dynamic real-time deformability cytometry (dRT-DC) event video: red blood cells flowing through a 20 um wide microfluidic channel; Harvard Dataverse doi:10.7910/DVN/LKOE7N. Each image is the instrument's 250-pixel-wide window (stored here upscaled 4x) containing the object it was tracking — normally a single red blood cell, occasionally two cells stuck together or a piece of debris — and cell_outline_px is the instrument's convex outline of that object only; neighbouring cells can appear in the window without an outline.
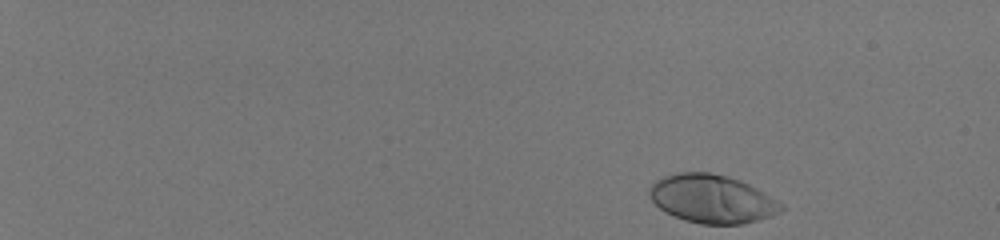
{"species": "human", "species_latin": "Homo sapiens", "temperature_condition": "room temperature", "stored_images_in_passage": 50, "camera_frame_rate_fps": 3000, "um_per_image_px": 0.085, "donor": {"sex": "male"}, "frame": {"image": 1, "passage_image": 1, "time_ms": 0.0, "image_size_px": [1000, 240], "cell_outline_px": [[784, 208], [780, 212], [772, 216], [740, 224], [700, 224], [684, 220], [664, 212], [648, 196], [648, 188], [656, 180], [664, 176], [680, 172], [708, 172], [728, 176], [740, 180], [756, 188], [784, 204]], "centroid_in_image_um": [60.5, 16.9], "position_along_channel_um": 24.5, "area_um2": 37.17}}
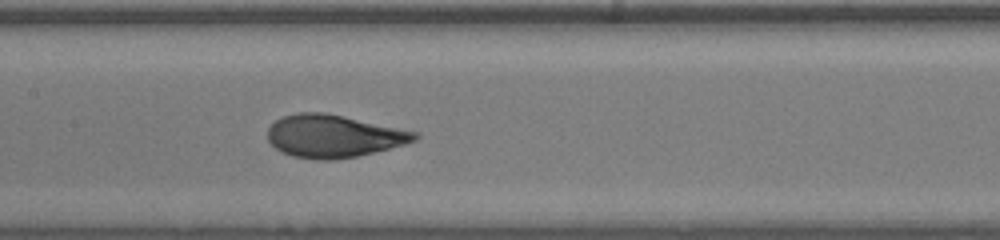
{"frame": {"image": 2, "passage_image": 27, "time_ms": 8.667, "image_size_px": [1000, 240], "cell_outline_px": [[420, 136], [416, 140], [404, 144], [356, 156], [328, 160], [320, 160], [292, 156], [276, 148], [268, 140], [268, 128], [276, 120], [284, 116], [296, 112], [324, 112], [344, 116], [420, 132]], "centroid_in_image_um": [28.36, 11.55], "position_along_channel_um": 179.0, "area_um2": 36.3}}
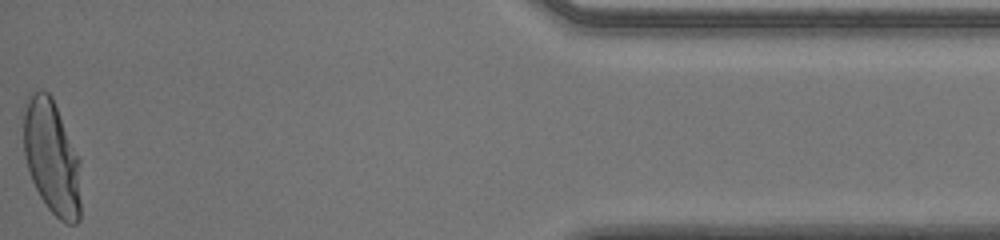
{"frame": {"image": 3, "passage_image": 50, "time_ms": 16.333, "image_size_px": [1000, 240], "cell_outline_px": [[80, 220], [76, 224], [68, 224], [60, 220], [48, 208], [40, 196], [32, 180], [28, 168], [24, 152], [20, 108], [28, 92], [48, 92], [52, 96], [80, 156]], "centroid_in_image_um": [4.37, 13.29], "position_along_channel_um": 430.8, "area_um2": 39.42}, "authors_computed_cell_mechanics": {"area_um2": 36.2406, "velocity_mm_per_s": 3.9983, "shape_relaxation_time_tau1_ms": 3.5835, "shape_relaxation_time_tau2_ms": null, "deformation_change_tau1": 0.213, "deformation_change_tau2": null}}